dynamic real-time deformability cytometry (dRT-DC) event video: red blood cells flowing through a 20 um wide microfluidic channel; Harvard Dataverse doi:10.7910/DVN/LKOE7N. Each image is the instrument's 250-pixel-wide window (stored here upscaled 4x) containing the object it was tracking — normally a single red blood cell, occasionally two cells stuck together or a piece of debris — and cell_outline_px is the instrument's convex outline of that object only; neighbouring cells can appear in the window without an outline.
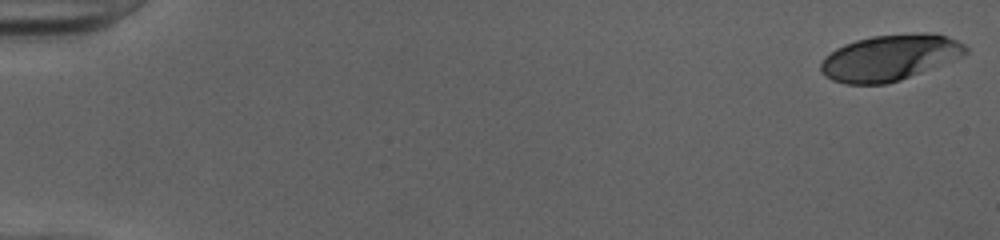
{"species": "human", "species_latin": "Homo sapiens", "temperature_condition": "cold", "stored_images_in_passage": 51, "camera_frame_rate_fps": 3000, "um_per_image_px": 0.085, "donor": {"sex": "female"}, "frame": {"image": 1, "passage_image": 1, "time_ms": 0.0, "image_size_px": [1000, 240], "cell_outline_px": [[968, 52], [964, 56], [900, 80], [884, 84], [844, 84], [832, 80], [824, 76], [820, 72], [820, 64], [824, 56], [836, 48], [844, 44], [856, 40], [872, 36], [916, 32], [924, 32], [944, 36], [956, 40], [964, 44], [968, 48]], "centroid_in_image_um": [75.6, 4.9], "position_along_channel_um": 9.4, "area_um2": 38.96}}
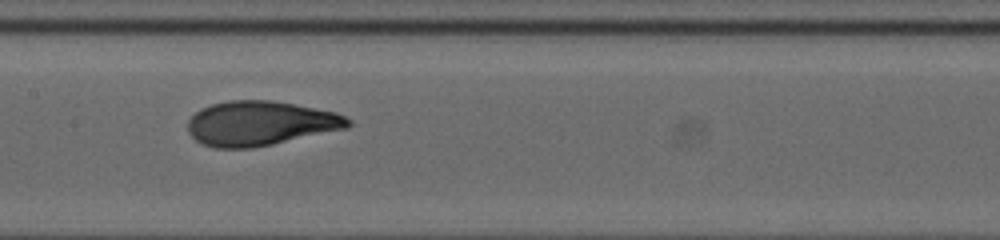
{"frame": {"image": 2, "passage_image": 27, "time_ms": 8.667, "image_size_px": [1000, 240], "cell_outline_px": [[352, 124], [348, 128], [272, 144], [252, 148], [216, 148], [200, 144], [188, 132], [188, 120], [200, 108], [212, 104], [228, 100], [272, 100], [336, 112], [352, 120]], "centroid_in_image_um": [22.11, 10.48], "position_along_channel_um": 185.3, "area_um2": 41.67}}
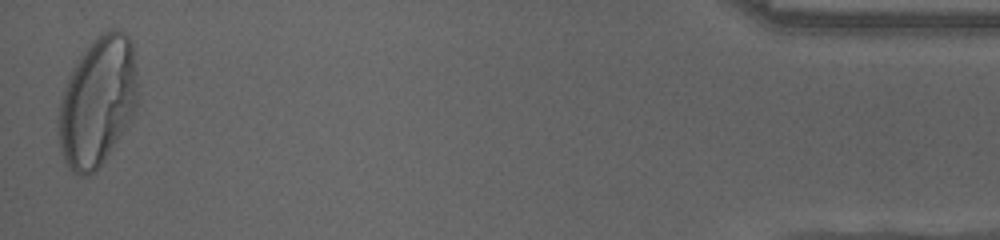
{"frame": {"image": 3, "passage_image": 51, "time_ms": 16.667, "image_size_px": [1000, 240], "cell_outline_px": [[136, 104], [132, 124], [104, 160], [88, 176], [80, 176], [72, 172], [68, 168], [64, 160], [60, 148], [56, 132], [60, 100], [68, 76], [76, 60], [88, 44], [92, 40], [104, 32], [112, 28], [124, 32], [132, 40], [136, 72]], "centroid_in_image_um": [8.28, 8.66], "position_along_channel_um": 426.9, "area_um2": 60.57}, "authors_computed_cell_mechanics": {"area_um2": 40.8646, "velocity_mm_per_s": 4.0196, "shape_relaxation_time_tau1_ms": 5.2876, "shape_relaxation_time_tau2_ms": 0.7458, "deformation_change_tau1": 0.2417, "deformation_change_tau2": 0.072}}